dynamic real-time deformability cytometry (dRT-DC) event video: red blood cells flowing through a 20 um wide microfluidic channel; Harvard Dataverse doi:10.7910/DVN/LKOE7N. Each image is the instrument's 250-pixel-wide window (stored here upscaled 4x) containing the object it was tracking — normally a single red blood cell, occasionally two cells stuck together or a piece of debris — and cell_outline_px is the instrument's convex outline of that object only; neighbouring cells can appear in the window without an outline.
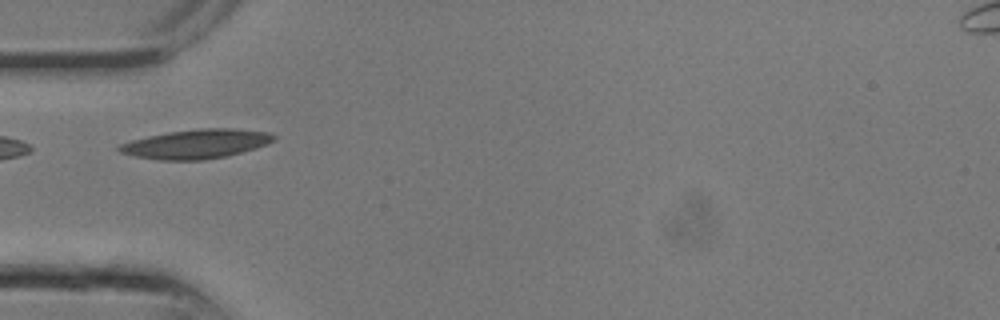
{"species": "common noctule bat (a hibernating species)", "species_latin": "Nyctalus noctula", "temperature_condition": "room temperature", "stored_images_in_passage": 5, "camera_frame_rate_fps": 3000, "um_per_image_px": 0.085, "animal": {"sex": "male", "body_mass_g": 13.3}, "frame": {"image": 1, "passage_image": 4, "time_ms": 1.0, "image_size_px": [1000, 320], "cell_outline_px": [[276, 140], [268, 144], [256, 148], [228, 156], [204, 160], [160, 160], [136, 156], [120, 152], [116, 148], [120, 144], [132, 140], [148, 136], [168, 132], [200, 128], [232, 128], [268, 132], [276, 136]], "centroid_in_image_um": [16.72, 12.23], "position_along_channel_um": 68.3, "area_um2": 26.36}}